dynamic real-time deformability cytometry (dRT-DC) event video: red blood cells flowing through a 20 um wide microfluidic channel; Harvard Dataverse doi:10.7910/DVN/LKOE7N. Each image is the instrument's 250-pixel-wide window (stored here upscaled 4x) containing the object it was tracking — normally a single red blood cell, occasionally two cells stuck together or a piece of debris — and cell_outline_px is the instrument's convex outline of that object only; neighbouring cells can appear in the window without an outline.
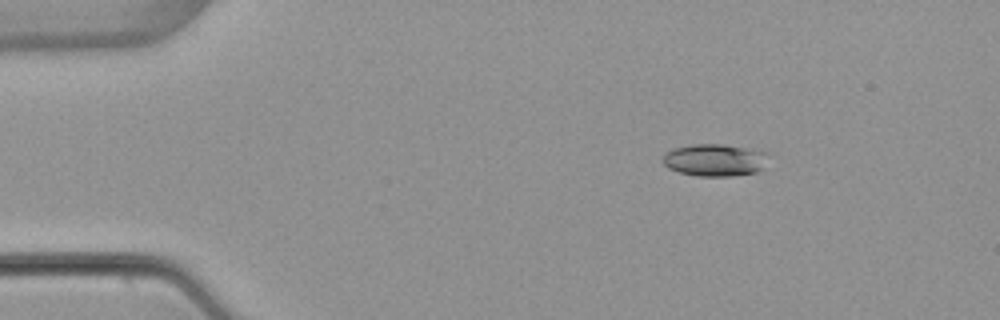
{"species": "common noctule bat (a hibernating species)", "species_latin": "Nyctalus noctula", "temperature_condition": "warm", "stored_images_in_passage": 4, "camera_frame_rate_fps": 3000, "um_per_image_px": 0.085, "animal": {"sex": "female", "body_mass_g": 22.7, "forearm_length_mm": 54.2}, "frame": {"image": 1, "passage_image": 2, "time_ms": 1.333, "image_size_px": [1000, 320], "cell_outline_px": [[768, 152], [764, 168], [756, 172], [732, 176], [696, 176], [680, 172], [668, 168], [664, 164], [664, 156], [668, 152], [676, 148], [692, 144], [724, 144]], "centroid_in_image_um": [60.79, 13.61], "position_along_channel_um": 24.2, "area_um2": 19.71}}